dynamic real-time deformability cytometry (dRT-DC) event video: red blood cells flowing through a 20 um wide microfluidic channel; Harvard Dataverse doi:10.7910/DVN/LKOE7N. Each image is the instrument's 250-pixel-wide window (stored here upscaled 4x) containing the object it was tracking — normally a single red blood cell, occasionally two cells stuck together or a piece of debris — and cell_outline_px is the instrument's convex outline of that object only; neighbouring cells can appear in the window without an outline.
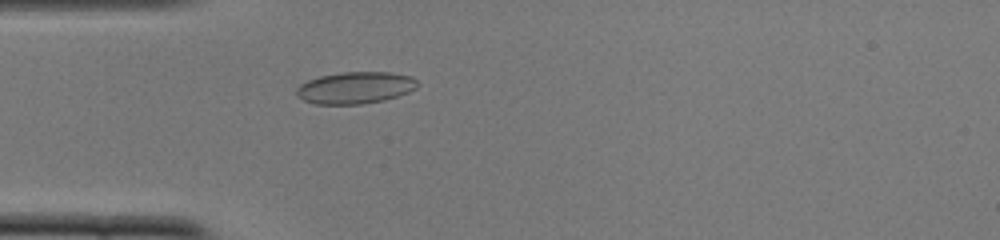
{"species": "common noctule bat (a hibernating species)", "species_latin": "Nyctalus noctula", "temperature_condition": "cold", "stored_images_in_passage": 50, "camera_frame_rate_fps": 3000, "um_per_image_px": 0.085, "animal": {"sex": "female", "body_mass_g": 22.0, "forearm_length_mm": 56.7}, "frame": {"image": 1, "passage_image": 14, "time_ms": 4.333, "image_size_px": [1000, 240], "cell_outline_px": [[420, 84], [416, 88], [408, 92], [384, 100], [360, 104], [316, 104], [304, 100], [296, 96], [296, 88], [300, 84], [308, 80], [320, 76], [344, 72], [388, 72], [412, 76]], "centroid_in_image_um": [30.2, 7.45], "position_along_channel_um": 54.8, "area_um2": 22.43}}
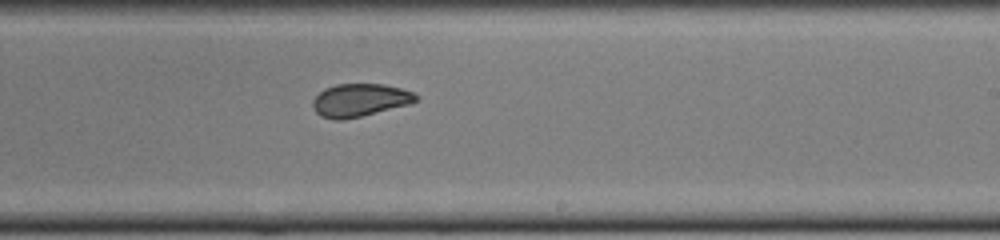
{"frame": {"image": 2, "passage_image": 30, "time_ms": 9.667, "image_size_px": [1000, 240], "cell_outline_px": [[420, 100], [408, 104], [344, 120], [332, 120], [320, 116], [316, 112], [312, 104], [312, 100], [324, 88], [336, 84], [384, 84], [400, 88], [412, 92], [420, 96]], "centroid_in_image_um": [30.57, 8.51], "position_along_channel_um": 258.4, "area_um2": 19.77}}
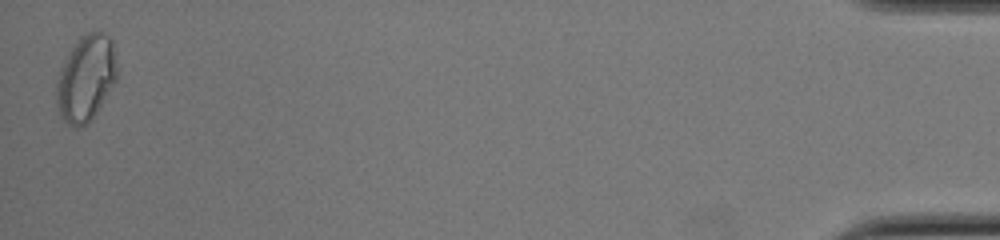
{"frame": {"image": 3, "passage_image": 50, "time_ms": 16.333, "image_size_px": [1000, 240], "cell_outline_px": [[116, 80], [92, 120], [88, 124], [80, 128], [72, 128], [60, 116], [56, 104], [56, 80], [60, 68], [64, 60], [80, 36], [84, 32], [104, 32], [112, 40], [116, 64]], "centroid_in_image_um": [7.28, 6.68], "position_along_channel_um": 427.9, "area_um2": 30.58}, "authors_computed_cell_mechanics": {"area_um2": 21.0103, "velocity_mm_per_s": 3.9051, "shape_relaxation_time_tau1_ms": null, "shape_relaxation_time_tau2_ms": 0.8426, "deformation_change_tau1": null, "deformation_change_tau2": 0.0525}}